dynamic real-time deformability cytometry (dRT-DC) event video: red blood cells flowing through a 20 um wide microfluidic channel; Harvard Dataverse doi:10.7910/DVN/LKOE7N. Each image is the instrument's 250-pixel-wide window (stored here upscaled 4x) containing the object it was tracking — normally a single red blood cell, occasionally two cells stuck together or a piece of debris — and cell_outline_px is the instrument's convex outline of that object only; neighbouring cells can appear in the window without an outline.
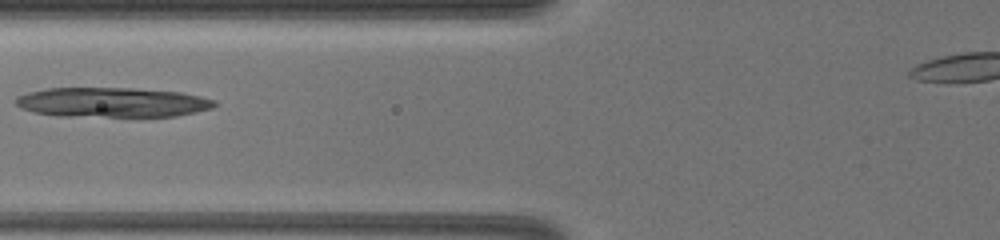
{"species": "common noctule bat (a hibernating species)", "species_latin": "Nyctalus noctula", "temperature_condition": "warm", "stored_images_in_passage": 4, "camera_frame_rate_fps": 3000, "um_per_image_px": 0.085, "animal": {"sex": "female", "body_mass_g": 19.5, "forearm_length_mm": 54.1}, "frame": {"image": 1, "passage_image": 2, "time_ms": 1.0, "image_size_px": [1000, 240], "cell_outline_px": [[216, 104], [212, 108], [172, 116], [64, 116], [32, 112], [20, 108], [16, 104], [16, 96], [28, 92], [48, 88], [132, 88], [180, 92], [200, 96], [216, 100]], "centroid_in_image_um": [9.49, 8.69], "position_along_channel_um": 116.3, "area_um2": 34.22}}
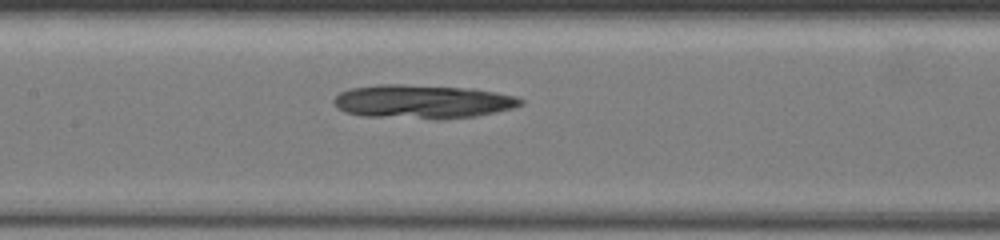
{"frame": {"image": 2, "passage_image": 4, "time_ms": 2.333, "image_size_px": [1000, 240], "cell_outline_px": [[524, 100], [520, 104], [512, 108], [476, 116], [444, 120], [436, 120], [364, 116], [344, 112], [336, 108], [332, 100], [340, 92], [352, 88], [376, 84], [404, 84], [472, 88], [512, 96]], "centroid_in_image_um": [35.84, 8.65], "position_along_channel_um": 171.6, "area_um2": 37.05}}